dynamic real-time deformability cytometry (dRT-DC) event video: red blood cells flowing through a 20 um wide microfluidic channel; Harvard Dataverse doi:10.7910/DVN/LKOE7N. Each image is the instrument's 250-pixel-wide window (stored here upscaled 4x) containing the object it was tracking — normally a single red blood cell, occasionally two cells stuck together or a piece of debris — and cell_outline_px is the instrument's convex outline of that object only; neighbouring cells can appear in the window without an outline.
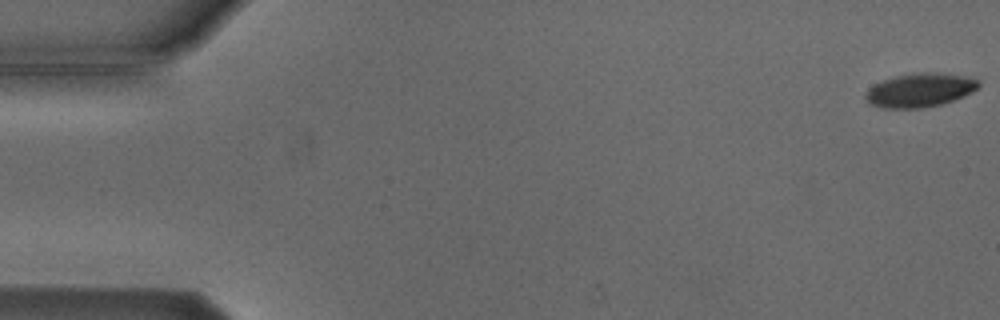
{"species": "Egyptian fruit bat (a non-hibernating species)", "species_latin": "Rousettus aegyptiacus", "temperature_condition": "cold", "stored_images_in_passage": 5, "camera_frame_rate_fps": 3000, "um_per_image_px": 0.085, "animal": {"sex": "male"}, "frame": {"image": 1, "passage_image": 1, "time_ms": 0.0, "image_size_px": [1000, 320], "cell_outline_px": [[980, 84], [972, 92], [964, 96], [940, 104], [924, 108], [884, 108], [872, 104], [864, 96], [868, 88], [884, 80], [896, 76], [920, 72], [932, 72], [964, 76], [976, 80]], "centroid_in_image_um": [78.18, 7.66], "position_along_channel_um": 6.8, "area_um2": 21.85}}
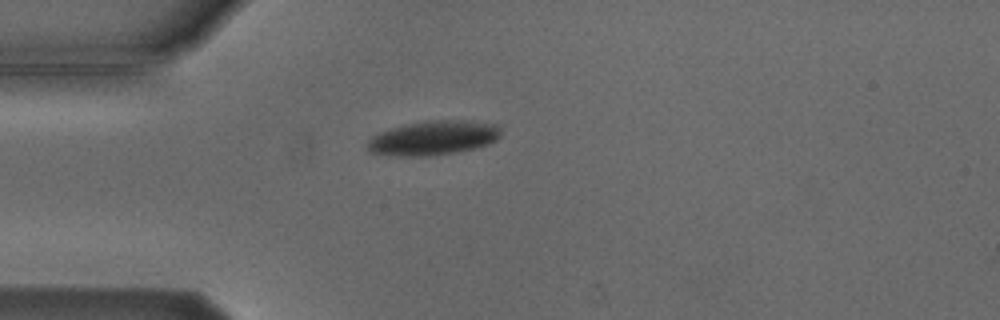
{"frame": {"image": 2, "passage_image": 5, "time_ms": 4.667, "image_size_px": [1000, 320], "cell_outline_px": [[500, 136], [496, 140], [488, 144], [456, 152], [428, 156], [400, 156], [372, 152], [368, 148], [368, 140], [372, 136], [380, 132], [392, 128], [408, 124], [428, 120], [468, 120], [496, 124], [500, 128]], "centroid_in_image_um": [36.86, 11.71], "position_along_channel_um": 48.1, "area_um2": 26.41}}